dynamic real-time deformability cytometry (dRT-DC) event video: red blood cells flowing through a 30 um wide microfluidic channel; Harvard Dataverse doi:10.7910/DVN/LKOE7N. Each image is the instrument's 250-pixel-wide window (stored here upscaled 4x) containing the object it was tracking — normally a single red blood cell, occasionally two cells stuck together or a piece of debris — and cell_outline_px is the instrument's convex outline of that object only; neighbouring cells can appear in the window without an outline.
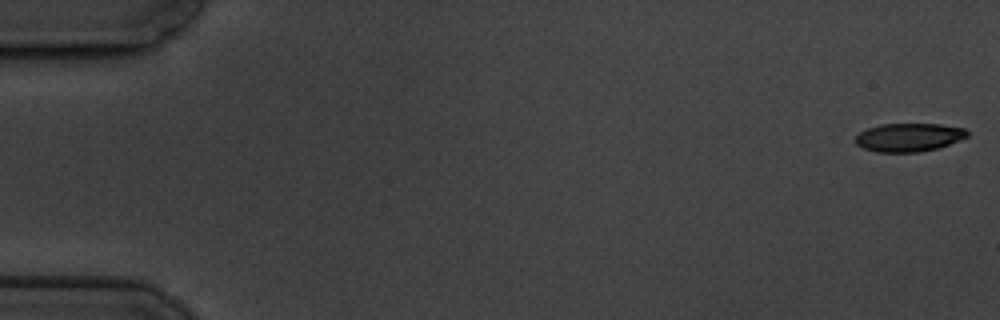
{"species": "common noctule bat (a hibernating species)", "species_latin": "Nyctalus noctula", "temperature_condition": "cold", "stored_images_in_passage": 6, "camera_frame_rate_fps": 3000, "um_per_image_px": 0.085, "animal": {"sex": "male", "body_mass_g": 19.5, "forearm_length_mm": 54.6}, "frame": {"image": 1, "passage_image": 1, "time_ms": 0.0, "image_size_px": [1000, 320], "cell_outline_px": [[968, 136], [948, 144], [936, 148], [916, 152], [876, 152], [864, 148], [856, 144], [856, 136], [860, 132], [868, 128], [880, 124], [940, 124], [964, 128], [968, 132]], "centroid_in_image_um": [77.23, 11.67], "position_along_channel_um": 7.8, "area_um2": 18.26}}
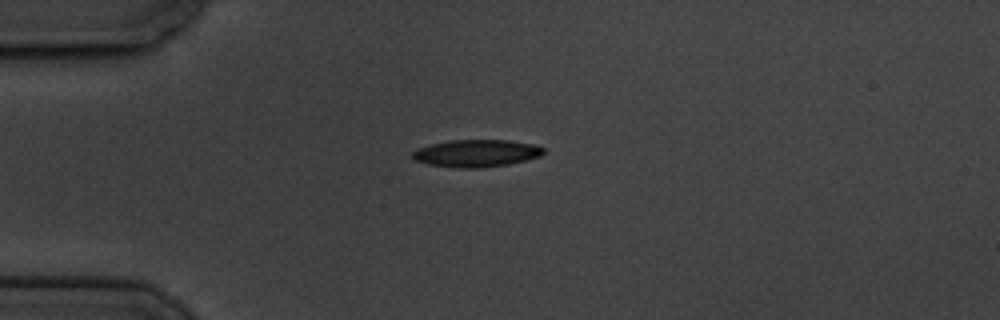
{"frame": {"image": 2, "passage_image": 5, "time_ms": 4.667, "image_size_px": [1000, 320], "cell_outline_px": [[544, 152], [540, 156], [508, 164], [480, 168], [456, 168], [428, 164], [416, 160], [412, 156], [412, 152], [420, 148], [432, 144], [452, 140], [508, 140], [532, 144], [544, 148]], "centroid_in_image_um": [40.5, 13.03], "position_along_channel_um": 44.5, "area_um2": 20.58}}